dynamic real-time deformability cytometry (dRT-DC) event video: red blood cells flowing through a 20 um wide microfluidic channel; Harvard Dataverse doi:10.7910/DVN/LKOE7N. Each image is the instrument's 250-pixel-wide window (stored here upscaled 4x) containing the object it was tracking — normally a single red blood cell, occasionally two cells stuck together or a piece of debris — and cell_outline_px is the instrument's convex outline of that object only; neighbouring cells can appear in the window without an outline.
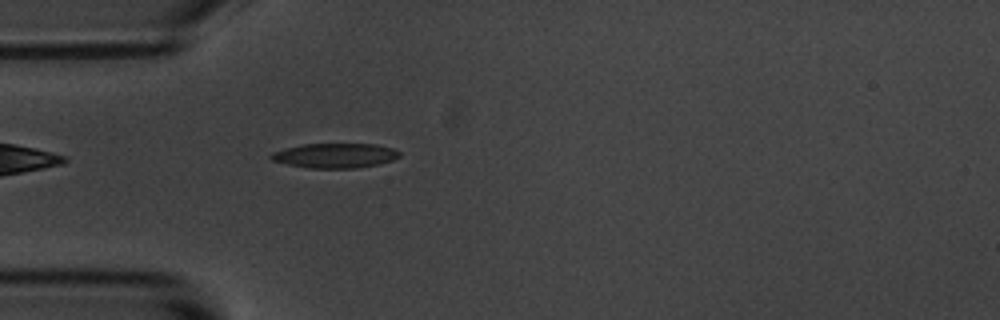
{"species": "common noctule bat (a hibernating species)", "species_latin": "Nyctalus noctula", "temperature_condition": "room temperature", "stored_images_in_passage": 1, "camera_frame_rate_fps": 3000, "um_per_image_px": 0.085, "animal": {"sex": "male", "body_mass_g": 20.1, "forearm_length_mm": 53.5}, "frame": {"image": 1, "passage_image": 1, "time_ms": 0.0, "image_size_px": [1000, 320], "cell_outline_px": [[400, 156], [392, 160], [380, 164], [356, 168], [308, 168], [288, 164], [272, 160], [268, 156], [272, 152], [284, 148], [304, 144], [376, 144], [392, 148], [400, 152]], "centroid_in_image_um": [28.47, 13.22], "position_along_channel_um": 56.5, "area_um2": 18.5}}